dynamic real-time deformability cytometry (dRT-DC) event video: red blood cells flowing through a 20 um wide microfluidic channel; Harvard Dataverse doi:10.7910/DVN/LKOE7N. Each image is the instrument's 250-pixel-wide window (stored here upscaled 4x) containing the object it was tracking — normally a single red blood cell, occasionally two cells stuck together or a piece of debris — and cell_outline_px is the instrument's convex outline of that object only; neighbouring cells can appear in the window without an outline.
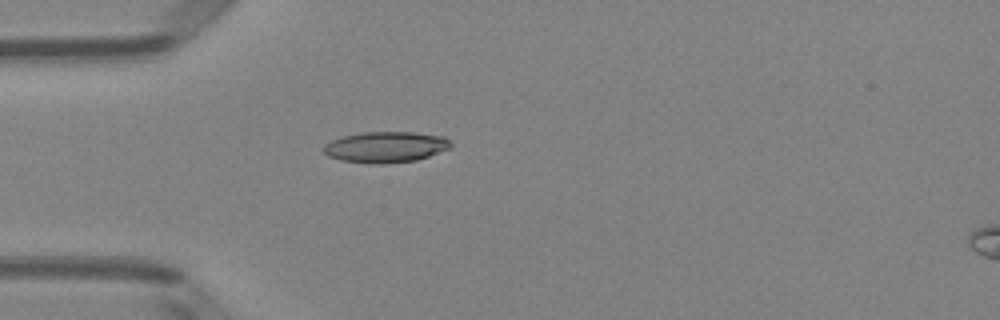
{"species": "Egyptian fruit bat (a non-hibernating species)", "species_latin": "Rousettus aegyptiacus", "temperature_condition": "room temperature", "stored_images_in_passage": 36, "camera_frame_rate_fps": 3000, "um_per_image_px": 0.085, "animal": {"sex": "female"}, "frame": {"image": 1, "passage_image": 1, "time_ms": 0.0, "image_size_px": [1000, 320], "cell_outline_px": [[452, 148], [416, 160], [380, 164], [376, 164], [340, 160], [328, 156], [320, 148], [324, 144], [332, 140], [344, 136], [364, 132], [412, 132], [444, 136], [452, 144]], "centroid_in_image_um": [32.77, 12.5], "position_along_channel_um": 52.2, "area_um2": 22.95}}
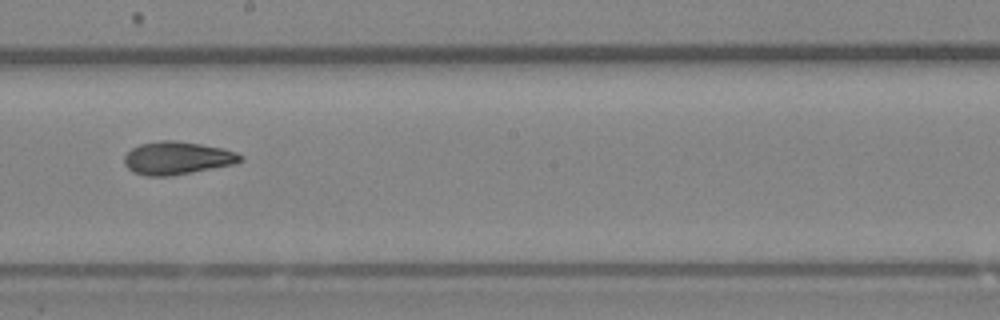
{"frame": {"image": 2, "passage_image": 15, "time_ms": 4.667, "image_size_px": [1000, 320], "cell_outline_px": [[244, 160], [232, 164], [172, 176], [148, 176], [132, 172], [124, 164], [124, 156], [132, 148], [140, 144], [160, 140], [176, 140], [224, 148], [236, 152], [244, 156]], "centroid_in_image_um": [15.05, 13.43], "position_along_channel_um": 233.1, "area_um2": 22.31}}
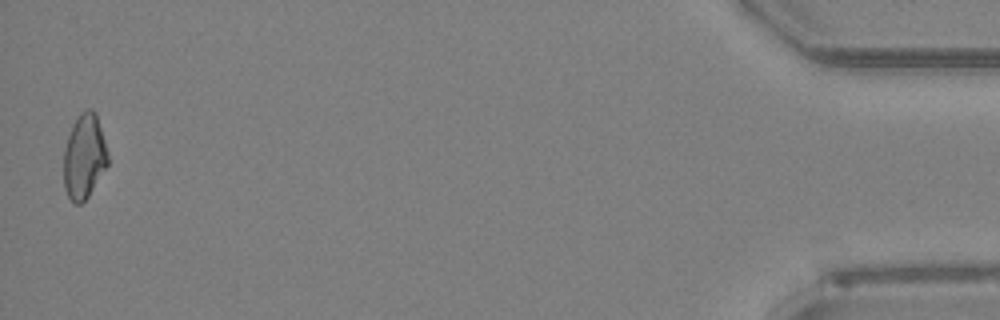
{"frame": {"image": 3, "passage_image": 36, "time_ms": 11.667, "image_size_px": [1000, 320], "cell_outline_px": [[108, 164], [88, 196], [80, 204], [76, 204], [68, 196], [64, 188], [64, 148], [68, 136], [80, 112], [88, 108], [92, 108], [96, 112], [108, 152]], "centroid_in_image_um": [7.16, 13.29], "position_along_channel_um": 428.0, "area_um2": 21.62}, "authors_computed_cell_mechanics": {"area_um2": 21.7328, "velocity_mm_per_s": 4.087, "shape_relaxation_time_tau1_ms": 4.7612, "shape_relaxation_time_tau2_ms": 2.6459, "deformation_change_tau1": 0.1393, "deformation_change_tau2": 0.0947}}